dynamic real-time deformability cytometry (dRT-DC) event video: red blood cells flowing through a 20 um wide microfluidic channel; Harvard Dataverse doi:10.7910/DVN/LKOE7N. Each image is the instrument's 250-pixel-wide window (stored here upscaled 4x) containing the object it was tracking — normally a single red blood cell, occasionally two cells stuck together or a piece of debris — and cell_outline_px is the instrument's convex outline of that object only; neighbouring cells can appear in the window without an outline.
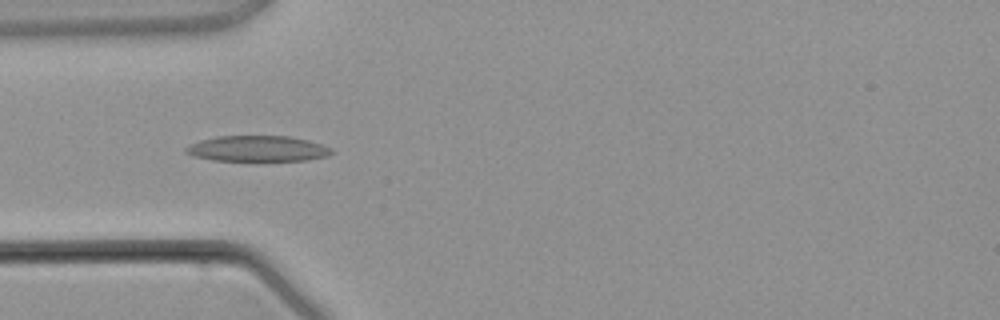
{"species": "common noctule bat (a hibernating species)", "species_latin": "Nyctalus noctula", "temperature_condition": "warm", "stored_images_in_passage": 3, "camera_frame_rate_fps": 3000, "um_per_image_px": 0.085, "animal": {"sex": "male", "body_mass_g": 21.5, "forearm_length_mm": 52.0}, "frame": {"image": 1, "passage_image": 3, "time_ms": 6.333, "image_size_px": [1000, 320], "cell_outline_px": [[332, 152], [328, 156], [304, 160], [212, 160], [196, 156], [184, 152], [184, 148], [200, 140], [216, 136], [288, 136], [308, 140], [332, 148]], "centroid_in_image_um": [21.88, 12.62], "position_along_channel_um": 63.1, "area_um2": 21.56}}